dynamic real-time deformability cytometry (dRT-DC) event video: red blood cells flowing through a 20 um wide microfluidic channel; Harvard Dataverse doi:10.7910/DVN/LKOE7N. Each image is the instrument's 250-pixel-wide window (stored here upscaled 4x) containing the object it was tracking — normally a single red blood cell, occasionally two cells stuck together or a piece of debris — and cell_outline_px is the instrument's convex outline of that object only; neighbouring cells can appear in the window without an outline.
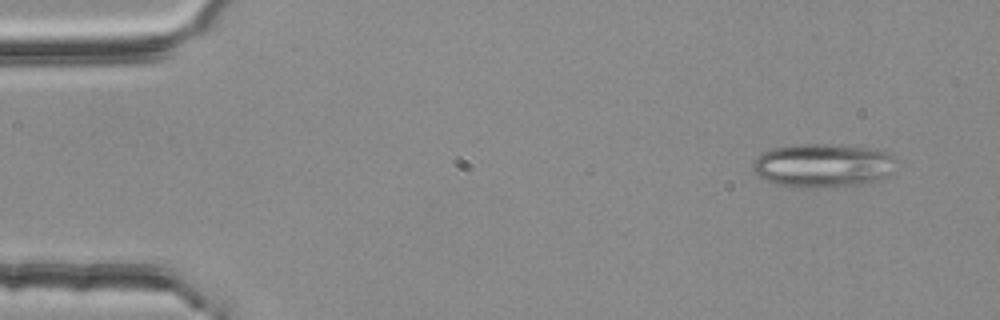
{"species": "common noctule bat (a hibernating species)", "species_latin": "Nyctalus noctula", "temperature_condition": "room temperature", "stored_images_in_passage": 3, "camera_frame_rate_fps": 3000, "um_per_image_px": 0.085, "animal": {"sex": "female", "body_mass_g": 25.1}, "frame": {"image": 1, "passage_image": 1, "time_ms": 0.0, "image_size_px": [1000, 320], "cell_outline_px": [[896, 160], [888, 176], [880, 180], [836, 188], [788, 188], [776, 184], [760, 176], [752, 168], [752, 160], [760, 152], [772, 148], [800, 144], [820, 144], [876, 148], [896, 156]], "centroid_in_image_um": [69.93, 14.08], "position_along_channel_um": 15.1, "area_um2": 37.17}}